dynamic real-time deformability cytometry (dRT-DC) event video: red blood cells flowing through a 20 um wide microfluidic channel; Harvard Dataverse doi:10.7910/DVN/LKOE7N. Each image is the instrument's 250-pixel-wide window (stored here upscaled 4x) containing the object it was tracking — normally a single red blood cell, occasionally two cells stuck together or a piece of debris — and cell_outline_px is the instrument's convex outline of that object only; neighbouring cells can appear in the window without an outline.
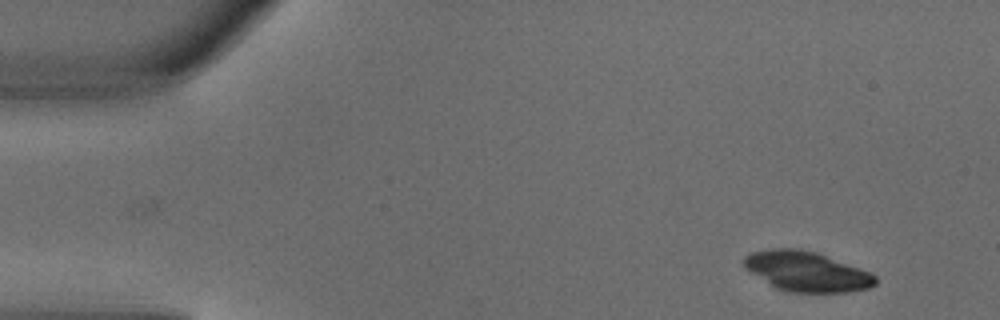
{"species": "common noctule bat (a hibernating species)", "species_latin": "Nyctalus noctula", "temperature_condition": "warm", "stored_images_in_passage": 2, "camera_frame_rate_fps": 3000, "um_per_image_px": 0.085, "animal": {"sex": "male", "body_mass_g": 18.8}, "frame": {"image": 1, "passage_image": 2, "time_ms": 0.333, "image_size_px": [1000, 320], "cell_outline_px": [[876, 284], [868, 288], [848, 292], [792, 292], [776, 288], [752, 272], [744, 264], [744, 256], [752, 252], [768, 248], [800, 248], [816, 252], [868, 272], [876, 276]], "centroid_in_image_um": [68.56, 23.06], "position_along_channel_um": 16.4, "area_um2": 30.06}}